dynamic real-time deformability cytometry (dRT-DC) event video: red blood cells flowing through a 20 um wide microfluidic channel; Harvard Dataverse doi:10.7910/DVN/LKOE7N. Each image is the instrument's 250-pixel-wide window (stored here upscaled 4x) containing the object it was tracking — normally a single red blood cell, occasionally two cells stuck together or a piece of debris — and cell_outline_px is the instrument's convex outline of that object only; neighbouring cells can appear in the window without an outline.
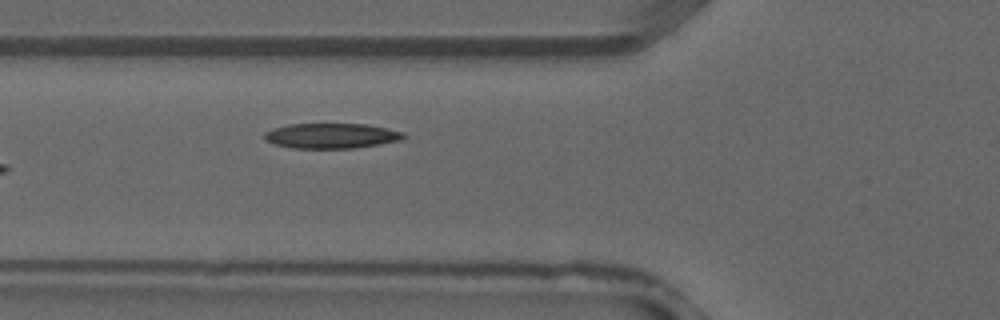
{"species": "common noctule bat (a hibernating species)", "species_latin": "Nyctalus noctula", "temperature_condition": "warm", "stored_images_in_passage": 5, "camera_frame_rate_fps": 3000, "um_per_image_px": 0.085, "animal": {"sex": "male", "forearm_length_mm": 52.5}, "frame": {"image": 1, "passage_image": 5, "time_ms": 1.333, "image_size_px": [1000, 320], "cell_outline_px": [[408, 136], [400, 140], [380, 144], [356, 148], [292, 148], [276, 144], [268, 140], [264, 136], [264, 132], [272, 128], [288, 124], [368, 124], [404, 132]], "centroid_in_image_um": [28.2, 11.54], "position_along_channel_um": 97.6, "area_um2": 20.4}}